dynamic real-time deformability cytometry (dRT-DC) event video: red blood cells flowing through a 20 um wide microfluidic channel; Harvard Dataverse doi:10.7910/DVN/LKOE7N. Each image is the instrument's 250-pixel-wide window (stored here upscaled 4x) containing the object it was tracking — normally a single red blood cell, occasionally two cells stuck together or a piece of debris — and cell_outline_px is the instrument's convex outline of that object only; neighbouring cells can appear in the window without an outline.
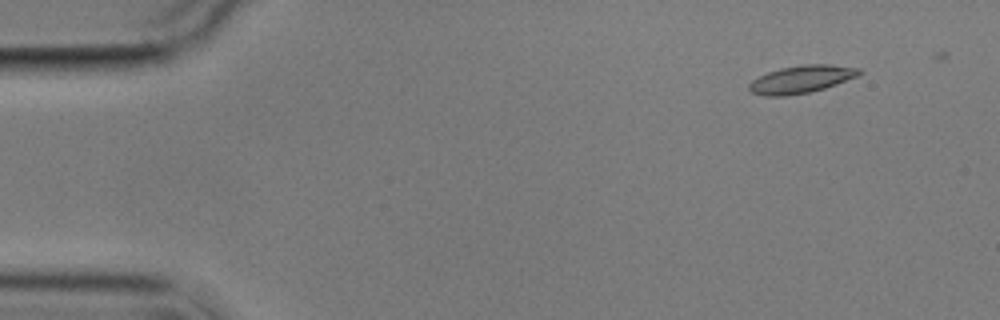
{"species": "common noctule bat (a hibernating species)", "species_latin": "Nyctalus noctula", "temperature_condition": "cold", "stored_images_in_passage": 5, "camera_frame_rate_fps": 3000, "um_per_image_px": 0.085, "animal": {"sex": "male", "body_mass_g": 17.9}, "frame": {"image": 1, "passage_image": 2, "time_ms": 1.0, "image_size_px": [1000, 320], "cell_outline_px": [[864, 72], [860, 76], [824, 88], [808, 92], [784, 96], [764, 96], [752, 92], [748, 88], [748, 84], [752, 80], [768, 72], [780, 68], [804, 64], [828, 64], [860, 68]], "centroid_in_image_um": [68.15, 6.73], "position_along_channel_um": 16.9, "area_um2": 17.74}}
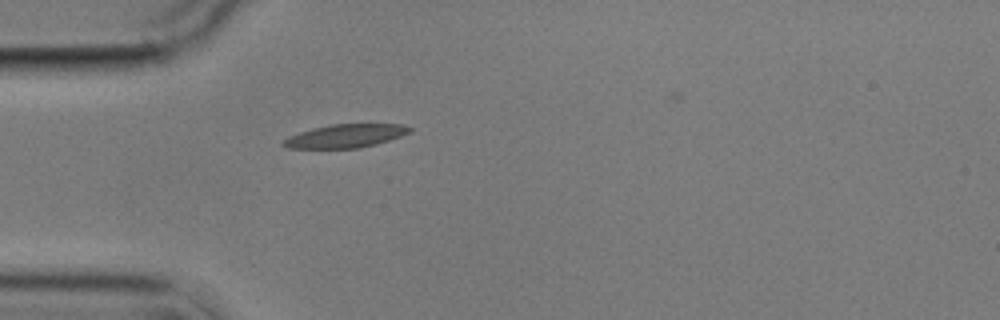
{"frame": {"image": 2, "passage_image": 5, "time_ms": 4.667, "image_size_px": [1000, 320], "cell_outline_px": [[412, 132], [376, 144], [360, 148], [288, 148], [280, 144], [288, 136], [312, 128], [332, 124], [404, 124], [412, 128]], "centroid_in_image_um": [29.37, 11.55], "position_along_channel_um": 55.6, "area_um2": 17.22}}